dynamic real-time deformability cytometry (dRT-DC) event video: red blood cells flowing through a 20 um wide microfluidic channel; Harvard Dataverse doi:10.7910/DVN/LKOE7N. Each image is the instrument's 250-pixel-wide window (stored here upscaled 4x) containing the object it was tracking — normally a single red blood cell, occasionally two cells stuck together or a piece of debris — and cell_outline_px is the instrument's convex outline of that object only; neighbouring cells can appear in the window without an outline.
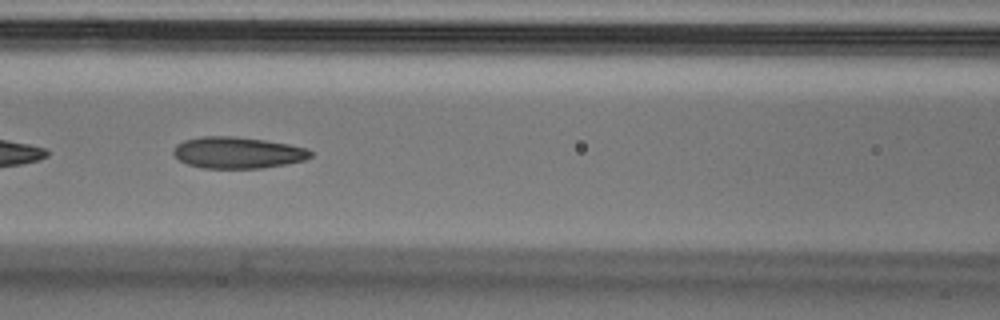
{"species": "Egyptian fruit bat (a non-hibernating species)", "species_latin": "Rousettus aegyptiacus", "temperature_condition": "cold", "stored_images_in_passage": 26, "camera_frame_rate_fps": 3000, "um_per_image_px": 0.085, "animal": {"sex": "male"}, "frame": {"image": 1, "passage_image": 12, "time_ms": 3.667, "image_size_px": [1000, 320], "cell_outline_px": [[312, 156], [304, 160], [284, 164], [260, 168], [204, 168], [188, 164], [180, 160], [172, 152], [172, 148], [176, 144], [184, 140], [200, 136], [236, 136], [264, 140], [288, 144], [304, 148], [312, 152]], "centroid_in_image_um": [20.15, 12.96], "position_along_channel_um": 146.4, "area_um2": 25.03}}
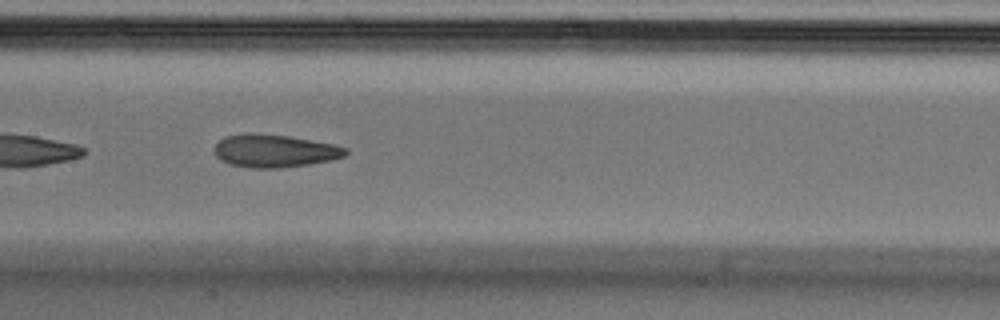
{"frame": {"image": 2, "passage_image": 15, "time_ms": 4.667, "image_size_px": [1000, 320], "cell_outline_px": [[348, 152], [344, 156], [332, 160], [312, 164], [280, 168], [252, 168], [232, 164], [216, 156], [216, 144], [224, 136], [288, 136], [332, 144], [348, 148]], "centroid_in_image_um": [23.44, 12.87], "position_along_channel_um": 184.0, "area_um2": 24.04}}
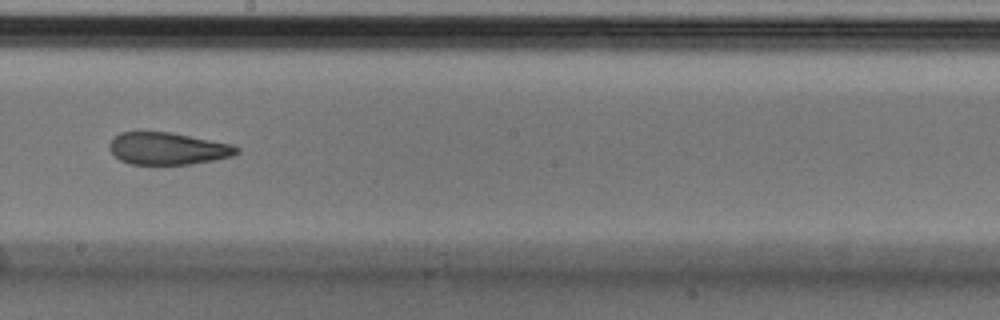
{"frame": {"image": 3, "passage_image": 19, "time_ms": 6.0, "image_size_px": [1000, 320], "cell_outline_px": [[240, 152], [232, 156], [192, 164], [128, 164], [120, 160], [108, 148], [108, 144], [112, 136], [120, 132], [172, 132], [232, 144], [240, 148]], "centroid_in_image_um": [14.24, 12.62], "position_along_channel_um": 234.0, "area_um2": 24.04}}